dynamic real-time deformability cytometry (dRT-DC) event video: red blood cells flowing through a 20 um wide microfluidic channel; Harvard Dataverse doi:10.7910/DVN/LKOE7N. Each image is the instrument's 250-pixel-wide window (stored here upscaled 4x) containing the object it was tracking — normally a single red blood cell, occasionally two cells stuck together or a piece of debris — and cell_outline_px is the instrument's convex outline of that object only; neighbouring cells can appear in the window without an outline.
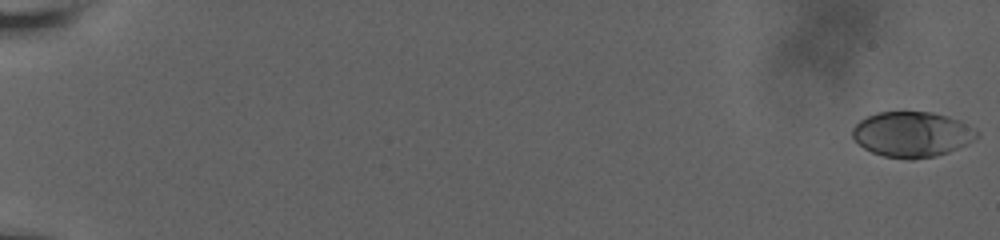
{"species": "human", "species_latin": "Homo sapiens", "temperature_condition": "room temperature", "stored_images_in_passage": 22, "camera_frame_rate_fps": 3000, "um_per_image_px": 0.085, "donor": {"sex": "male"}, "frame": {"image": 1, "passage_image": 1, "time_ms": 0.0, "image_size_px": [1000, 240], "cell_outline_px": [[980, 136], [948, 152], [936, 156], [912, 160], [908, 160], [884, 156], [872, 152], [864, 148], [852, 136], [852, 128], [860, 120], [876, 112], [932, 112], [948, 116], [960, 120], [976, 128], [980, 132]], "centroid_in_image_um": [77.54, 11.41], "position_along_channel_um": 7.5, "area_um2": 33.0}}
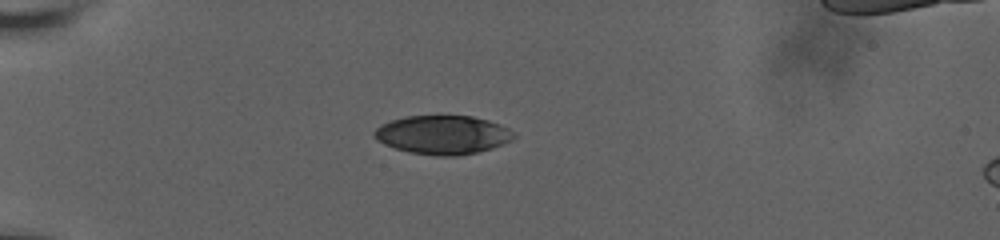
{"frame": {"image": 2, "passage_image": 16, "time_ms": 6.333, "image_size_px": [1000, 240], "cell_outline_px": [[516, 136], [512, 140], [492, 148], [476, 152], [456, 156], [436, 156], [408, 152], [384, 144], [376, 140], [372, 136], [372, 132], [380, 124], [404, 116], [472, 116], [488, 120], [500, 124], [516, 132]], "centroid_in_image_um": [37.62, 11.46], "position_along_channel_um": 47.4, "area_um2": 31.73}}
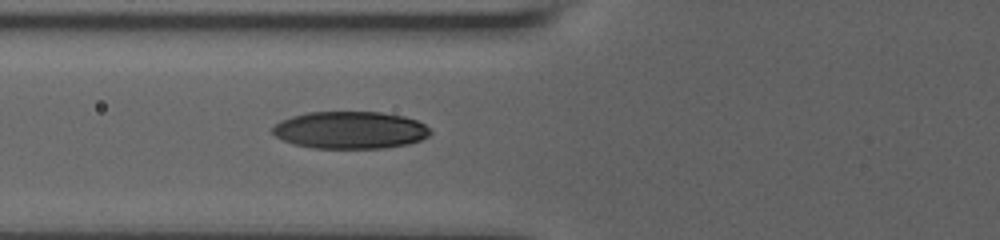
{"frame": {"image": 3, "passage_image": 22, "time_ms": 8.667, "image_size_px": [1000, 240], "cell_outline_px": [[432, 132], [428, 136], [420, 140], [408, 144], [384, 148], [312, 148], [292, 144], [276, 136], [272, 132], [272, 128], [280, 120], [292, 116], [308, 112], [380, 112], [404, 116], [416, 120], [424, 124]], "centroid_in_image_um": [29.75, 11.06], "position_along_channel_um": 96.0, "area_um2": 34.33}}